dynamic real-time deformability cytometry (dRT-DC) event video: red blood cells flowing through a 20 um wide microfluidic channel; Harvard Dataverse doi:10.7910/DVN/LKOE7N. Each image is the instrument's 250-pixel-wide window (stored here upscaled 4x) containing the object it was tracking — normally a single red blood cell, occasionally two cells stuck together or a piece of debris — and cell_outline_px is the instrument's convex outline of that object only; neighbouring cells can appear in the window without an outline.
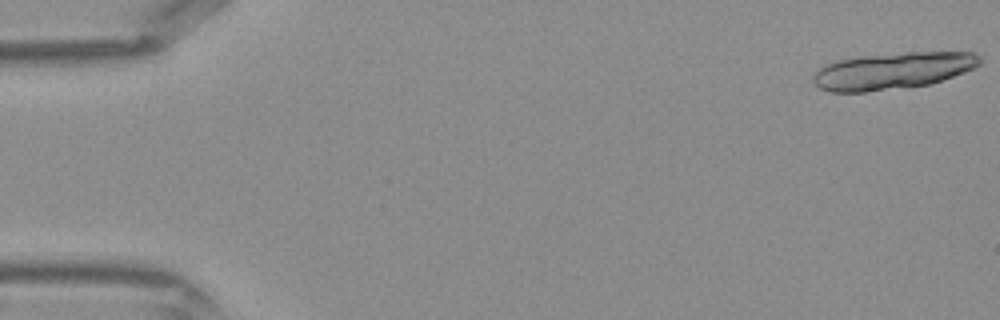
{"species": "Egyptian fruit bat (a non-hibernating species)", "species_latin": "Rousettus aegyptiacus", "temperature_condition": "warm", "stored_images_in_passage": 16, "camera_frame_rate_fps": 3000, "um_per_image_px": 0.085, "frame": {"image": 1, "passage_image": 1, "time_ms": 0.0, "image_size_px": [1000, 320], "cell_outline_px": [[980, 64], [976, 68], [928, 84], [864, 92], [832, 92], [820, 88], [812, 80], [812, 76], [824, 64], [836, 60], [860, 56], [908, 52], [972, 52], [980, 56]], "centroid_in_image_um": [75.85, 6.0], "position_along_channel_um": 9.1, "area_um2": 35.49}}